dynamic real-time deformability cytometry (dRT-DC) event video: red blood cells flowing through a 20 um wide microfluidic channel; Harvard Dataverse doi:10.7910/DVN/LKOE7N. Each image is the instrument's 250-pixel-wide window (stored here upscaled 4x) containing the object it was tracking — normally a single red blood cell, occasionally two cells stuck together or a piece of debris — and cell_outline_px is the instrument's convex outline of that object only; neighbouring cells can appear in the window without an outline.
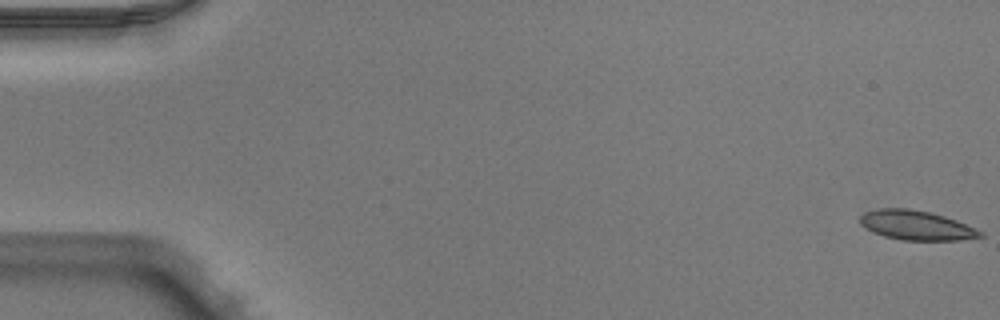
{"species": "Egyptian fruit bat (a non-hibernating species)", "species_latin": "Rousettus aegyptiacus", "temperature_condition": "warm", "stored_images_in_passage": 16, "camera_frame_rate_fps": 3000, "um_per_image_px": 0.085, "animal": {"sex": "male"}, "frame": {"image": 1, "passage_image": 1, "time_ms": 0.0, "image_size_px": [1000, 320], "cell_outline_px": [[984, 236], [960, 240], [904, 240], [884, 236], [860, 224], [860, 216], [864, 212], [880, 208], [908, 208], [932, 212], [956, 220], [984, 232]], "centroid_in_image_um": [77.91, 19.14], "position_along_channel_um": 7.1, "area_um2": 20.52}}
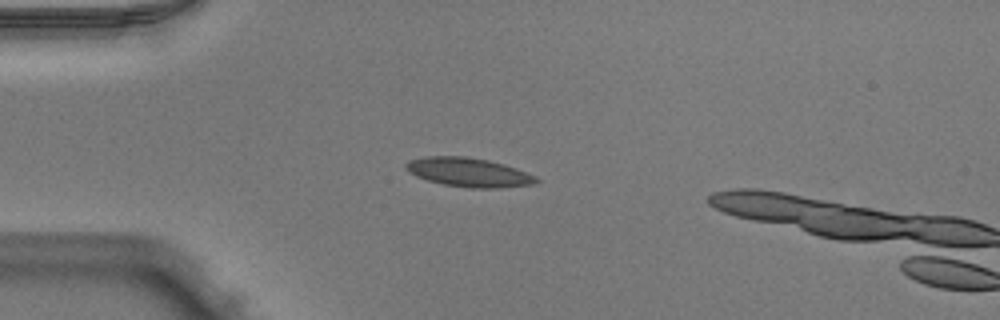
{"frame": {"image": 2, "passage_image": 14, "time_ms": 4.333, "image_size_px": [1000, 320], "cell_outline_px": [[540, 180], [532, 184], [500, 188], [468, 188], [444, 184], [428, 180], [416, 176], [408, 172], [404, 168], [404, 164], [408, 160], [424, 156], [464, 156], [488, 160], [504, 164], [516, 168], [536, 176]], "centroid_in_image_um": [39.8, 14.64], "position_along_channel_um": 45.2, "area_um2": 22.14}}